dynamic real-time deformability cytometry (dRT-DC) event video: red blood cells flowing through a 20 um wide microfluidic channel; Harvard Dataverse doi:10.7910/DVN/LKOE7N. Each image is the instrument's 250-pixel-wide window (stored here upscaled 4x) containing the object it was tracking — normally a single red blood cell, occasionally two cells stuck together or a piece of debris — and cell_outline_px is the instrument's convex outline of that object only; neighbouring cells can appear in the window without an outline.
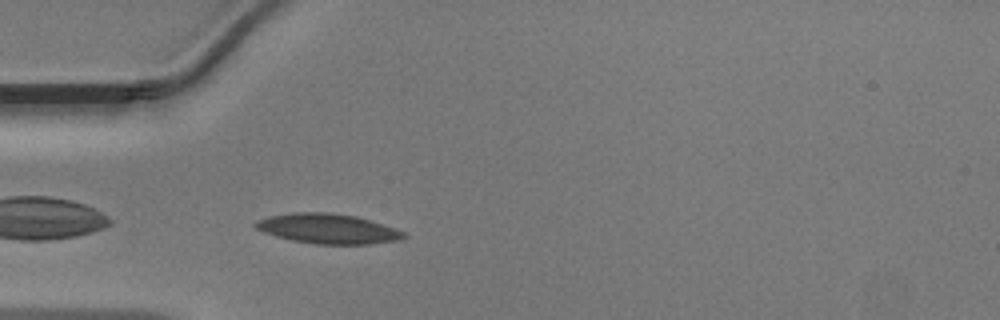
{"species": "Egyptian fruit bat (a non-hibernating species)", "species_latin": "Rousettus aegyptiacus", "temperature_condition": "warm", "stored_images_in_passage": 36, "camera_frame_rate_fps": 3000, "um_per_image_px": 0.085, "animal": {"sex": "male"}, "frame": {"image": 1, "passage_image": 2, "time_ms": 0.333, "image_size_px": [1000, 320], "cell_outline_px": [[408, 236], [400, 240], [368, 244], [316, 244], [292, 240], [276, 236], [264, 232], [256, 228], [252, 224], [256, 220], [268, 216], [292, 212], [328, 212], [356, 216], [404, 232]], "centroid_in_image_um": [27.82, 19.43], "position_along_channel_um": 57.2, "area_um2": 25.66}}
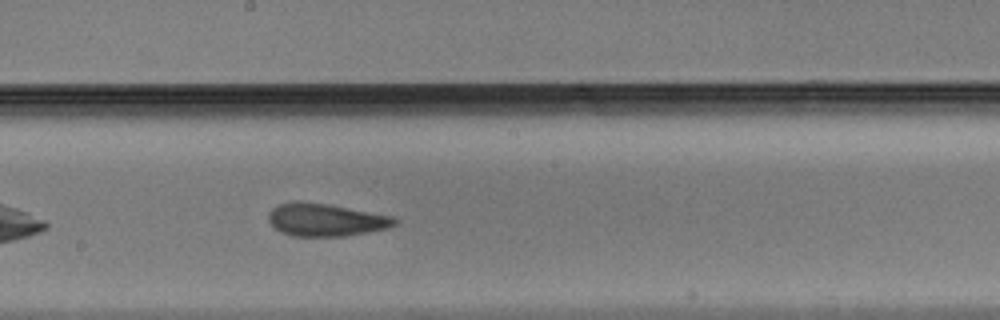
{"frame": {"image": 2, "passage_image": 14, "time_ms": 4.333, "image_size_px": [1000, 320], "cell_outline_px": [[400, 220], [396, 224], [388, 228], [348, 236], [292, 236], [280, 232], [268, 220], [268, 212], [276, 204], [292, 200], [300, 200], [328, 204], [392, 216]], "centroid_in_image_um": [27.65, 18.67], "position_along_channel_um": 220.5, "area_um2": 24.39}}
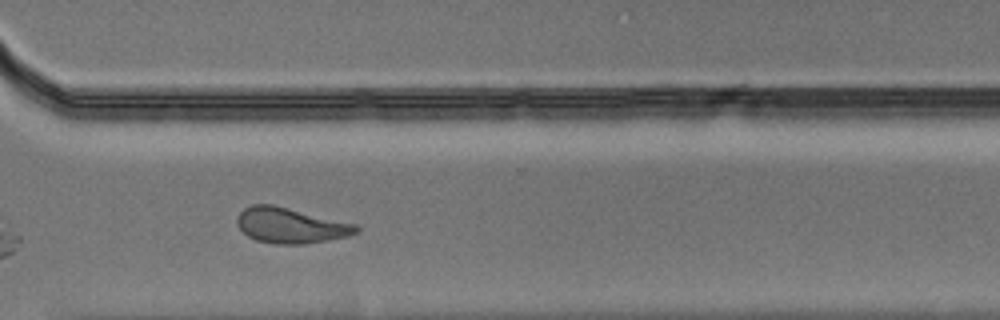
{"frame": {"image": 3, "passage_image": 23, "time_ms": 7.333, "image_size_px": [1000, 320], "cell_outline_px": [[360, 232], [348, 236], [328, 240], [300, 244], [276, 244], [256, 240], [248, 236], [236, 224], [236, 216], [244, 208], [252, 204], [272, 204], [356, 224], [360, 228]], "centroid_in_image_um": [24.69, 19.16], "position_along_channel_um": 345.9, "area_um2": 24.57}}